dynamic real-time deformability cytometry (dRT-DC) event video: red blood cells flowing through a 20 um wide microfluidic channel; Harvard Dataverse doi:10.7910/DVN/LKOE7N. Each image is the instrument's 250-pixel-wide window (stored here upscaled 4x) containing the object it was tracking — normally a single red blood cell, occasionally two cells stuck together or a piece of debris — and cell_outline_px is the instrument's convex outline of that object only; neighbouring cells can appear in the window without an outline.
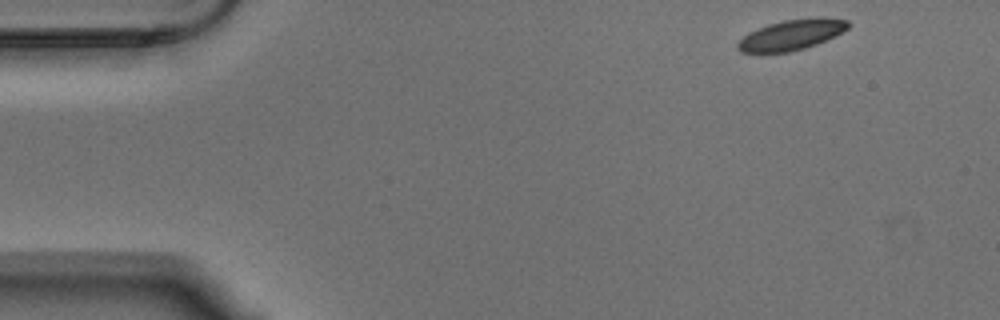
{"species": "Egyptian fruit bat (a non-hibernating species)", "species_latin": "Rousettus aegyptiacus", "temperature_condition": "warm", "stored_images_in_passage": 51, "camera_frame_rate_fps": 3000, "um_per_image_px": 0.085, "animal": {"sex": "male"}, "frame": {"image": 1, "passage_image": 1, "time_ms": 0.0, "image_size_px": [1000, 320], "cell_outline_px": [[852, 24], [848, 28], [816, 44], [804, 48], [788, 52], [740, 52], [736, 48], [736, 44], [748, 32], [768, 24], [784, 20], [816, 16], [824, 16], [848, 20]], "centroid_in_image_um": [67.28, 2.93], "position_along_channel_um": 17.7, "area_um2": 19.59}}
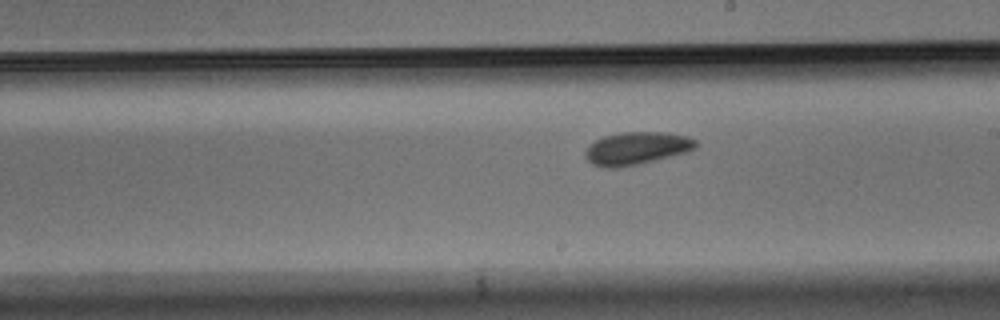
{"frame": {"image": 2, "passage_image": 27, "time_ms": 8.667, "image_size_px": [1000, 320], "cell_outline_px": [[696, 148], [688, 152], [636, 164], [616, 168], [604, 168], [592, 164], [584, 156], [584, 152], [588, 144], [604, 136], [624, 132], [660, 132], [684, 136], [696, 140]], "centroid_in_image_um": [54.05, 12.61], "position_along_channel_um": 234.9, "area_um2": 20.87}}
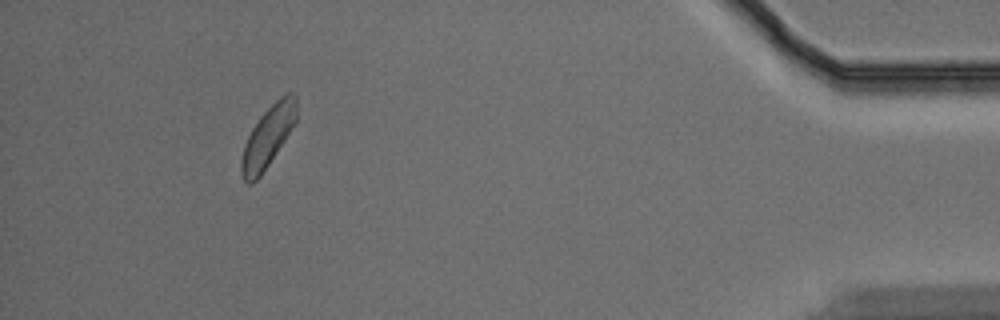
{"frame": {"image": 3, "passage_image": 47, "time_ms": 15.333, "image_size_px": [1000, 320], "cell_outline_px": [[296, 120], [284, 140], [260, 176], [252, 184], [248, 184], [244, 180], [240, 172], [240, 160], [244, 144], [252, 128], [260, 116], [280, 96], [288, 92], [292, 92], [296, 96]], "centroid_in_image_um": [22.74, 11.63], "position_along_channel_um": 412.5, "area_um2": 19.31}, "authors_computed_cell_mechanics": {"area_um2": 19.7676, "velocity_mm_per_s": 3.5959, "shape_relaxation_time_tau1_ms": 2.9343, "shape_relaxation_time_tau2_ms": 2.5649, "deformation_change_tau1": 0.09, "deformation_change_tau2": 0.0773}}